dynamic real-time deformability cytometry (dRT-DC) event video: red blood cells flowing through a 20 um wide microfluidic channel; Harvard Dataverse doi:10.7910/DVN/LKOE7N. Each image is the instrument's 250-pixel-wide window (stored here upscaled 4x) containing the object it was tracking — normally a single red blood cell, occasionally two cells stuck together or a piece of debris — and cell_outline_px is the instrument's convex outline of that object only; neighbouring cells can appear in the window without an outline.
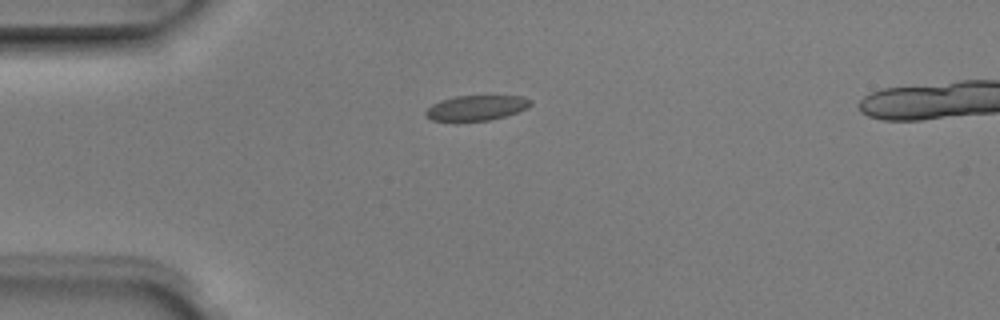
{"species": "Egyptian fruit bat (a non-hibernating species)", "species_latin": "Rousettus aegyptiacus", "temperature_condition": "room temperature", "stored_images_in_passage": 3, "camera_frame_rate_fps": 3000, "um_per_image_px": 0.085, "animal": {"sex": "male"}, "frame": {"image": 1, "passage_image": 1, "time_ms": 0.0, "image_size_px": [1000, 320], "cell_outline_px": [[532, 104], [528, 108], [504, 116], [488, 120], [432, 120], [424, 116], [424, 112], [432, 104], [440, 100], [456, 96], [520, 96], [532, 100]], "centroid_in_image_um": [40.48, 9.15], "position_along_channel_um": 44.5, "area_um2": 15.14}}
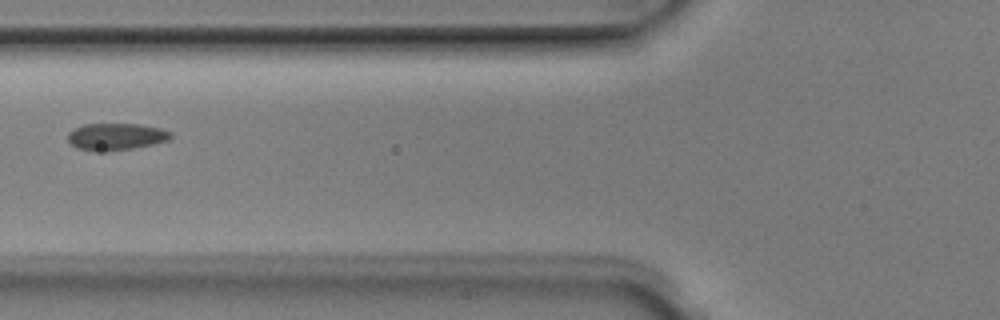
{"frame": {"image": 2, "passage_image": 3, "time_ms": 0.667, "image_size_px": [1000, 320], "cell_outline_px": [[172, 136], [168, 140], [152, 144], [132, 148], [108, 152], [92, 152], [76, 148], [68, 140], [68, 132], [72, 128], [84, 124], [140, 124], [160, 128], [172, 132]], "centroid_in_image_um": [9.81, 11.62], "position_along_channel_um": 116.0, "area_um2": 16.42}}